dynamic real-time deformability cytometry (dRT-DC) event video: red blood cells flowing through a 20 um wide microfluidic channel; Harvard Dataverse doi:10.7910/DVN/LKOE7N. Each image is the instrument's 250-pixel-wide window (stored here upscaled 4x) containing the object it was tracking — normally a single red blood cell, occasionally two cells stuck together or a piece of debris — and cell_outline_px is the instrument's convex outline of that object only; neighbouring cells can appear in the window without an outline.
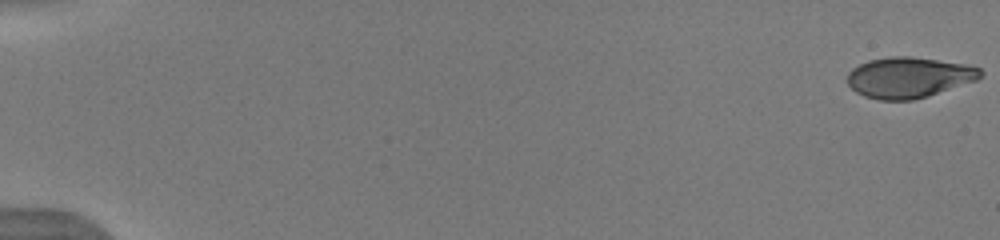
{"species": "human", "species_latin": "Homo sapiens", "temperature_condition": "warm", "stored_images_in_passage": 53, "camera_frame_rate_fps": 3000, "um_per_image_px": 0.085, "donor": {"sex": "male"}, "frame": {"image": 1, "passage_image": 1, "time_ms": 0.0, "image_size_px": [1000, 240], "cell_outline_px": [[984, 76], [976, 80], [928, 96], [912, 100], [880, 100], [864, 96], [856, 92], [848, 84], [848, 72], [852, 68], [868, 60], [888, 56], [912, 56], [964, 64], [980, 68], [984, 72]], "centroid_in_image_um": [77.25, 6.57], "position_along_channel_um": 7.7, "area_um2": 31.62}}
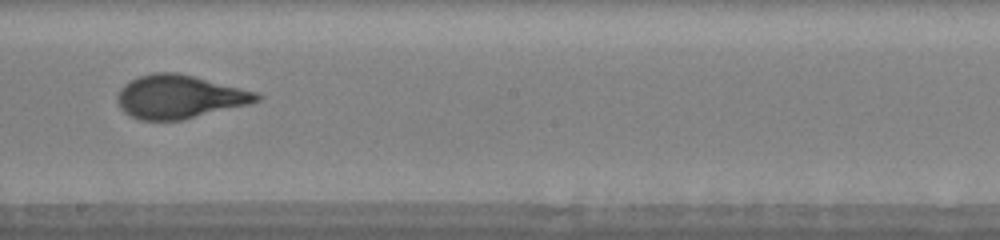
{"frame": {"image": 2, "passage_image": 32, "time_ms": 10.333, "image_size_px": [1000, 240], "cell_outline_px": [[260, 100], [248, 104], [180, 120], [140, 120], [124, 112], [120, 108], [116, 100], [116, 96], [120, 88], [124, 84], [140, 76], [152, 72], [176, 72], [256, 92], [260, 96]], "centroid_in_image_um": [15.18, 8.22], "position_along_channel_um": 233.0, "area_um2": 34.74}}
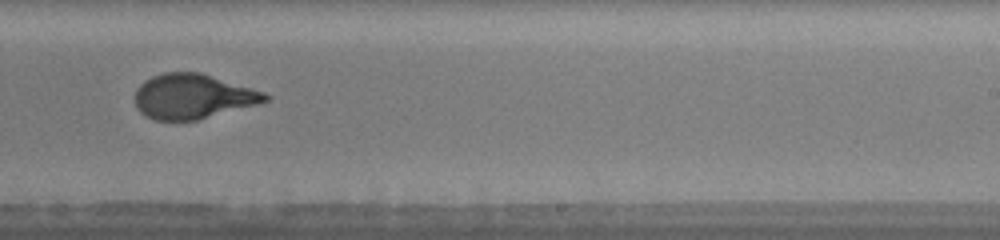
{"frame": {"image": 3, "passage_image": 35, "time_ms": 11.333, "image_size_px": [1000, 240], "cell_outline_px": [[272, 96], [268, 100], [256, 104], [196, 120], [156, 120], [144, 116], [136, 108], [136, 88], [144, 80], [152, 76], [164, 72], [200, 72], [264, 92]], "centroid_in_image_um": [16.35, 8.19], "position_along_channel_um": 272.6, "area_um2": 33.76}, "authors_computed_cell_mechanics": {"area_um2": 33.7552, "velocity_mm_per_s": 3.9947, "shape_relaxation_time_tau1_ms": 4.989, "shape_relaxation_time_tau2_ms": null, "deformation_change_tau1": 0.2404, "deformation_change_tau2": null}}